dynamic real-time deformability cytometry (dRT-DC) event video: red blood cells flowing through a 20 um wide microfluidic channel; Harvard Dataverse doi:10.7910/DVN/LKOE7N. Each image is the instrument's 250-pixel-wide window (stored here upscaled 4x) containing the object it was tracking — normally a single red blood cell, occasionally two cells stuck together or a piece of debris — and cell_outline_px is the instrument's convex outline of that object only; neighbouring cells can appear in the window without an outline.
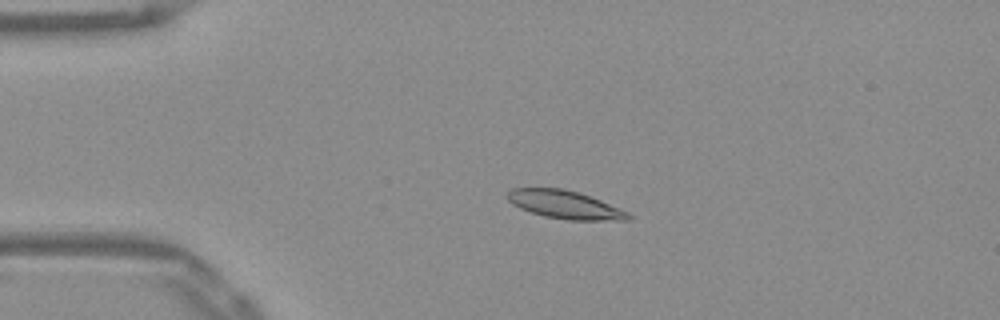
{"species": "Egyptian fruit bat (a non-hibernating species)", "species_latin": "Rousettus aegyptiacus", "temperature_condition": "warm", "stored_images_in_passage": 52, "camera_frame_rate_fps": 3000, "um_per_image_px": 0.085, "frame": {"image": 1, "passage_image": 11, "time_ms": 3.333, "image_size_px": [1000, 320], "cell_outline_px": [[632, 220], [568, 220], [544, 216], [520, 208], [512, 204], [508, 200], [508, 192], [512, 188], [564, 188], [580, 192], [600, 200], [628, 212], [632, 216]], "centroid_in_image_um": [48.03, 17.39], "position_along_channel_um": 37.0, "area_um2": 19.77}}
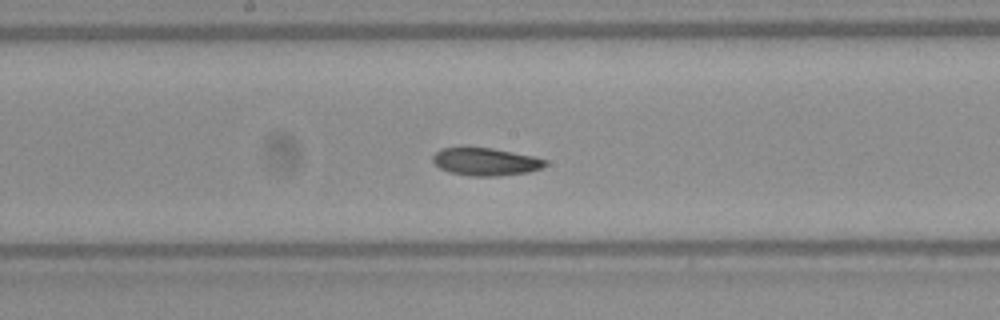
{"frame": {"image": 2, "passage_image": 27, "time_ms": 8.667, "image_size_px": [1000, 320], "cell_outline_px": [[548, 164], [540, 168], [528, 172], [500, 176], [468, 176], [448, 172], [440, 168], [432, 160], [432, 156], [440, 148], [460, 144], [492, 148], [532, 156], [548, 160]], "centroid_in_image_um": [41.2, 13.71], "position_along_channel_um": 207.0, "area_um2": 18.84}}
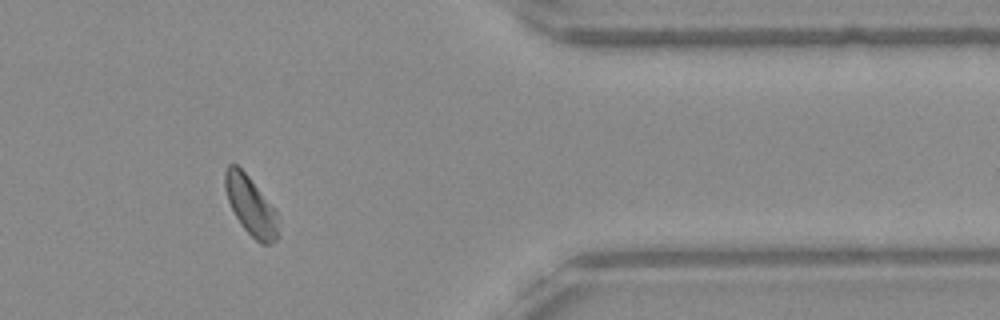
{"frame": {"image": 3, "passage_image": 43, "time_ms": 14.0, "image_size_px": [1000, 320], "cell_outline_px": [[280, 236], [272, 244], [260, 244], [240, 224], [228, 200], [224, 188], [224, 172], [228, 164], [236, 164], [248, 176], [276, 208], [280, 216]], "centroid_in_image_um": [21.38, 17.53], "position_along_channel_um": 390.0, "area_um2": 18.79}, "authors_computed_cell_mechanics": {"area_um2": 18.7272, "velocity_mm_per_s": 3.8403, "shape_relaxation_time_tau1_ms": 3.2967, "shape_relaxation_time_tau2_ms": 2.3945, "deformation_change_tau1": 0.1168, "deformation_change_tau2": 0.0755}}